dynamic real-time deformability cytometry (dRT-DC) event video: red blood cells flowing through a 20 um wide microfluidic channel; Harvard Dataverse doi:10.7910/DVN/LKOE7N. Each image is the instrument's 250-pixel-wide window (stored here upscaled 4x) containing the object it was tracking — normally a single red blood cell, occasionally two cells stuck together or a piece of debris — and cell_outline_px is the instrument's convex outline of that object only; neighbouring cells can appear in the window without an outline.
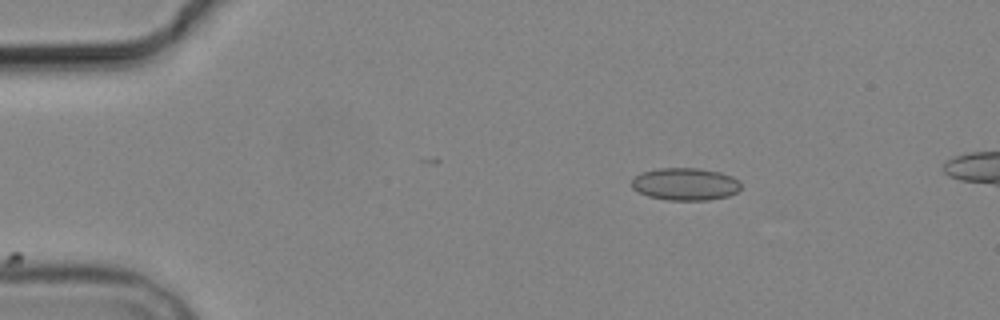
{"species": "common noctule bat (a hibernating species)", "species_latin": "Nyctalus noctula", "temperature_condition": "cold", "stored_images_in_passage": 5, "camera_frame_rate_fps": 3000, "um_per_image_px": 0.085, "animal": {"sex": "male", "body_mass_g": 19.2, "forearm_length_mm": 51.8}, "frame": {"image": 1, "passage_image": 3, "time_ms": 2.333, "image_size_px": [1000, 320], "cell_outline_px": [[740, 188], [736, 192], [728, 196], [708, 200], [668, 200], [648, 196], [632, 188], [632, 180], [640, 172], [656, 168], [696, 168], [720, 172], [732, 176], [740, 180]], "centroid_in_image_um": [58.25, 15.64], "position_along_channel_um": 26.8, "area_um2": 20.69}}